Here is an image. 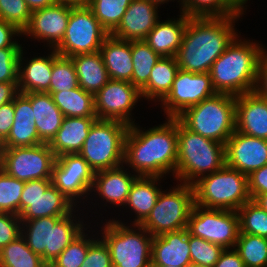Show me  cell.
Segmentation results:
<instances>
[{"label": "cell", "instance_id": "41", "mask_svg": "<svg viewBox=\"0 0 267 267\" xmlns=\"http://www.w3.org/2000/svg\"><path fill=\"white\" fill-rule=\"evenodd\" d=\"M25 182L0 168V212L20 215V199Z\"/></svg>", "mask_w": 267, "mask_h": 267}, {"label": "cell", "instance_id": "50", "mask_svg": "<svg viewBox=\"0 0 267 267\" xmlns=\"http://www.w3.org/2000/svg\"><path fill=\"white\" fill-rule=\"evenodd\" d=\"M52 184L51 179H36L25 182L21 199H36Z\"/></svg>", "mask_w": 267, "mask_h": 267}, {"label": "cell", "instance_id": "48", "mask_svg": "<svg viewBox=\"0 0 267 267\" xmlns=\"http://www.w3.org/2000/svg\"><path fill=\"white\" fill-rule=\"evenodd\" d=\"M248 192L251 200L267 193V164L248 176Z\"/></svg>", "mask_w": 267, "mask_h": 267}, {"label": "cell", "instance_id": "33", "mask_svg": "<svg viewBox=\"0 0 267 267\" xmlns=\"http://www.w3.org/2000/svg\"><path fill=\"white\" fill-rule=\"evenodd\" d=\"M52 98L64 117H96L94 95L80 86L71 90L54 92Z\"/></svg>", "mask_w": 267, "mask_h": 267}, {"label": "cell", "instance_id": "42", "mask_svg": "<svg viewBox=\"0 0 267 267\" xmlns=\"http://www.w3.org/2000/svg\"><path fill=\"white\" fill-rule=\"evenodd\" d=\"M84 236L86 237L82 231L48 267H80L86 259L90 244L94 241Z\"/></svg>", "mask_w": 267, "mask_h": 267}, {"label": "cell", "instance_id": "49", "mask_svg": "<svg viewBox=\"0 0 267 267\" xmlns=\"http://www.w3.org/2000/svg\"><path fill=\"white\" fill-rule=\"evenodd\" d=\"M14 100L4 105H0V142L3 143L14 123Z\"/></svg>", "mask_w": 267, "mask_h": 267}, {"label": "cell", "instance_id": "12", "mask_svg": "<svg viewBox=\"0 0 267 267\" xmlns=\"http://www.w3.org/2000/svg\"><path fill=\"white\" fill-rule=\"evenodd\" d=\"M188 233L218 244L224 249L235 248L239 235V217L237 211L207 209L194 205L188 224Z\"/></svg>", "mask_w": 267, "mask_h": 267}, {"label": "cell", "instance_id": "3", "mask_svg": "<svg viewBox=\"0 0 267 267\" xmlns=\"http://www.w3.org/2000/svg\"><path fill=\"white\" fill-rule=\"evenodd\" d=\"M236 39L214 61L209 72L217 93L238 96L255 90L259 61L265 50L255 42Z\"/></svg>", "mask_w": 267, "mask_h": 267}, {"label": "cell", "instance_id": "13", "mask_svg": "<svg viewBox=\"0 0 267 267\" xmlns=\"http://www.w3.org/2000/svg\"><path fill=\"white\" fill-rule=\"evenodd\" d=\"M56 156L48 144L3 148L1 169L20 181L51 179Z\"/></svg>", "mask_w": 267, "mask_h": 267}, {"label": "cell", "instance_id": "54", "mask_svg": "<svg viewBox=\"0 0 267 267\" xmlns=\"http://www.w3.org/2000/svg\"><path fill=\"white\" fill-rule=\"evenodd\" d=\"M18 93V82L0 83V105L12 102Z\"/></svg>", "mask_w": 267, "mask_h": 267}, {"label": "cell", "instance_id": "40", "mask_svg": "<svg viewBox=\"0 0 267 267\" xmlns=\"http://www.w3.org/2000/svg\"><path fill=\"white\" fill-rule=\"evenodd\" d=\"M79 87L78 77L73 61L69 57L58 56L53 61L49 91L54 92L71 90Z\"/></svg>", "mask_w": 267, "mask_h": 267}, {"label": "cell", "instance_id": "59", "mask_svg": "<svg viewBox=\"0 0 267 267\" xmlns=\"http://www.w3.org/2000/svg\"><path fill=\"white\" fill-rule=\"evenodd\" d=\"M188 267H210V266H205L203 264H198V263H191Z\"/></svg>", "mask_w": 267, "mask_h": 267}, {"label": "cell", "instance_id": "1", "mask_svg": "<svg viewBox=\"0 0 267 267\" xmlns=\"http://www.w3.org/2000/svg\"><path fill=\"white\" fill-rule=\"evenodd\" d=\"M228 17H190L176 55L179 69L210 72L214 61L238 38L233 23L242 15Z\"/></svg>", "mask_w": 267, "mask_h": 267}, {"label": "cell", "instance_id": "45", "mask_svg": "<svg viewBox=\"0 0 267 267\" xmlns=\"http://www.w3.org/2000/svg\"><path fill=\"white\" fill-rule=\"evenodd\" d=\"M21 47L0 48V83L18 82V60Z\"/></svg>", "mask_w": 267, "mask_h": 267}, {"label": "cell", "instance_id": "23", "mask_svg": "<svg viewBox=\"0 0 267 267\" xmlns=\"http://www.w3.org/2000/svg\"><path fill=\"white\" fill-rule=\"evenodd\" d=\"M69 201L53 184L36 199H20V219L32 220L40 217H64L73 212Z\"/></svg>", "mask_w": 267, "mask_h": 267}, {"label": "cell", "instance_id": "6", "mask_svg": "<svg viewBox=\"0 0 267 267\" xmlns=\"http://www.w3.org/2000/svg\"><path fill=\"white\" fill-rule=\"evenodd\" d=\"M195 204L207 209L237 211L251 200L248 176L225 165L193 184Z\"/></svg>", "mask_w": 267, "mask_h": 267}, {"label": "cell", "instance_id": "4", "mask_svg": "<svg viewBox=\"0 0 267 267\" xmlns=\"http://www.w3.org/2000/svg\"><path fill=\"white\" fill-rule=\"evenodd\" d=\"M177 143V163L174 176L179 178L180 182L183 180L184 184L192 185L204 174H212L226 165L225 144L192 132L178 119Z\"/></svg>", "mask_w": 267, "mask_h": 267}, {"label": "cell", "instance_id": "26", "mask_svg": "<svg viewBox=\"0 0 267 267\" xmlns=\"http://www.w3.org/2000/svg\"><path fill=\"white\" fill-rule=\"evenodd\" d=\"M23 50L18 60V90L21 93L48 92L53 68V61L59 56L54 49L47 57H35L22 68ZM22 68V70H21Z\"/></svg>", "mask_w": 267, "mask_h": 267}, {"label": "cell", "instance_id": "30", "mask_svg": "<svg viewBox=\"0 0 267 267\" xmlns=\"http://www.w3.org/2000/svg\"><path fill=\"white\" fill-rule=\"evenodd\" d=\"M70 59L73 61L79 86L86 92L95 95L110 80L100 51L78 54Z\"/></svg>", "mask_w": 267, "mask_h": 267}, {"label": "cell", "instance_id": "14", "mask_svg": "<svg viewBox=\"0 0 267 267\" xmlns=\"http://www.w3.org/2000/svg\"><path fill=\"white\" fill-rule=\"evenodd\" d=\"M209 72L193 73L179 69L170 92L161 101L168 118H177L186 109L214 96Z\"/></svg>", "mask_w": 267, "mask_h": 267}, {"label": "cell", "instance_id": "36", "mask_svg": "<svg viewBox=\"0 0 267 267\" xmlns=\"http://www.w3.org/2000/svg\"><path fill=\"white\" fill-rule=\"evenodd\" d=\"M181 4V13L188 17H228L241 12L230 0H182Z\"/></svg>", "mask_w": 267, "mask_h": 267}, {"label": "cell", "instance_id": "39", "mask_svg": "<svg viewBox=\"0 0 267 267\" xmlns=\"http://www.w3.org/2000/svg\"><path fill=\"white\" fill-rule=\"evenodd\" d=\"M239 233H247L267 238V212L253 200L246 202L238 210Z\"/></svg>", "mask_w": 267, "mask_h": 267}, {"label": "cell", "instance_id": "34", "mask_svg": "<svg viewBox=\"0 0 267 267\" xmlns=\"http://www.w3.org/2000/svg\"><path fill=\"white\" fill-rule=\"evenodd\" d=\"M0 267H48L27 245L22 234L0 250Z\"/></svg>", "mask_w": 267, "mask_h": 267}, {"label": "cell", "instance_id": "37", "mask_svg": "<svg viewBox=\"0 0 267 267\" xmlns=\"http://www.w3.org/2000/svg\"><path fill=\"white\" fill-rule=\"evenodd\" d=\"M235 247L245 267H267V238L239 233Z\"/></svg>", "mask_w": 267, "mask_h": 267}, {"label": "cell", "instance_id": "53", "mask_svg": "<svg viewBox=\"0 0 267 267\" xmlns=\"http://www.w3.org/2000/svg\"><path fill=\"white\" fill-rule=\"evenodd\" d=\"M232 249L230 251L229 248L224 249L213 267H245L238 251Z\"/></svg>", "mask_w": 267, "mask_h": 267}, {"label": "cell", "instance_id": "11", "mask_svg": "<svg viewBox=\"0 0 267 267\" xmlns=\"http://www.w3.org/2000/svg\"><path fill=\"white\" fill-rule=\"evenodd\" d=\"M109 32L101 25L87 5L71 4L65 35L55 48L63 57L100 51Z\"/></svg>", "mask_w": 267, "mask_h": 267}, {"label": "cell", "instance_id": "16", "mask_svg": "<svg viewBox=\"0 0 267 267\" xmlns=\"http://www.w3.org/2000/svg\"><path fill=\"white\" fill-rule=\"evenodd\" d=\"M94 178V170L79 153L56 157L51 176L52 184L72 203L75 204L77 197L89 194Z\"/></svg>", "mask_w": 267, "mask_h": 267}, {"label": "cell", "instance_id": "7", "mask_svg": "<svg viewBox=\"0 0 267 267\" xmlns=\"http://www.w3.org/2000/svg\"><path fill=\"white\" fill-rule=\"evenodd\" d=\"M72 214L71 212L64 217L21 220L22 225L26 224V228L21 230V234L28 247L35 254L40 255L47 265L54 261L75 237L84 231L81 222H73Z\"/></svg>", "mask_w": 267, "mask_h": 267}, {"label": "cell", "instance_id": "15", "mask_svg": "<svg viewBox=\"0 0 267 267\" xmlns=\"http://www.w3.org/2000/svg\"><path fill=\"white\" fill-rule=\"evenodd\" d=\"M140 90L129 81L110 79L95 95L94 108L97 119L117 120L129 126L134 122L130 111L140 98Z\"/></svg>", "mask_w": 267, "mask_h": 267}, {"label": "cell", "instance_id": "61", "mask_svg": "<svg viewBox=\"0 0 267 267\" xmlns=\"http://www.w3.org/2000/svg\"><path fill=\"white\" fill-rule=\"evenodd\" d=\"M149 1H153V2H155L156 4H161V3H165L166 1H169V0H149Z\"/></svg>", "mask_w": 267, "mask_h": 267}, {"label": "cell", "instance_id": "47", "mask_svg": "<svg viewBox=\"0 0 267 267\" xmlns=\"http://www.w3.org/2000/svg\"><path fill=\"white\" fill-rule=\"evenodd\" d=\"M21 223L18 215L0 212V250L21 235Z\"/></svg>", "mask_w": 267, "mask_h": 267}, {"label": "cell", "instance_id": "19", "mask_svg": "<svg viewBox=\"0 0 267 267\" xmlns=\"http://www.w3.org/2000/svg\"><path fill=\"white\" fill-rule=\"evenodd\" d=\"M158 6L149 0H132L111 35L127 41L144 40L158 22Z\"/></svg>", "mask_w": 267, "mask_h": 267}, {"label": "cell", "instance_id": "32", "mask_svg": "<svg viewBox=\"0 0 267 267\" xmlns=\"http://www.w3.org/2000/svg\"><path fill=\"white\" fill-rule=\"evenodd\" d=\"M178 70L176 57H161L153 66L148 82L140 89L141 97L162 101L170 92Z\"/></svg>", "mask_w": 267, "mask_h": 267}, {"label": "cell", "instance_id": "8", "mask_svg": "<svg viewBox=\"0 0 267 267\" xmlns=\"http://www.w3.org/2000/svg\"><path fill=\"white\" fill-rule=\"evenodd\" d=\"M129 127L117 120L97 119L93 123L79 154L94 172L123 166Z\"/></svg>", "mask_w": 267, "mask_h": 267}, {"label": "cell", "instance_id": "31", "mask_svg": "<svg viewBox=\"0 0 267 267\" xmlns=\"http://www.w3.org/2000/svg\"><path fill=\"white\" fill-rule=\"evenodd\" d=\"M160 178L157 176H138L131 186L125 204L137 214V219L133 223L134 226L140 225L156 204L161 189L155 185Z\"/></svg>", "mask_w": 267, "mask_h": 267}, {"label": "cell", "instance_id": "46", "mask_svg": "<svg viewBox=\"0 0 267 267\" xmlns=\"http://www.w3.org/2000/svg\"><path fill=\"white\" fill-rule=\"evenodd\" d=\"M80 267H112L110 250L104 240L97 239L90 244Z\"/></svg>", "mask_w": 267, "mask_h": 267}, {"label": "cell", "instance_id": "10", "mask_svg": "<svg viewBox=\"0 0 267 267\" xmlns=\"http://www.w3.org/2000/svg\"><path fill=\"white\" fill-rule=\"evenodd\" d=\"M168 193L161 191L148 217L140 224L152 236L187 228L195 205L194 190L190 184L180 183Z\"/></svg>", "mask_w": 267, "mask_h": 267}, {"label": "cell", "instance_id": "56", "mask_svg": "<svg viewBox=\"0 0 267 267\" xmlns=\"http://www.w3.org/2000/svg\"><path fill=\"white\" fill-rule=\"evenodd\" d=\"M253 201L267 212V193L258 195Z\"/></svg>", "mask_w": 267, "mask_h": 267}, {"label": "cell", "instance_id": "9", "mask_svg": "<svg viewBox=\"0 0 267 267\" xmlns=\"http://www.w3.org/2000/svg\"><path fill=\"white\" fill-rule=\"evenodd\" d=\"M135 227L139 232L115 220L105 224L102 239L109 247L112 267L151 266L153 236L140 225Z\"/></svg>", "mask_w": 267, "mask_h": 267}, {"label": "cell", "instance_id": "55", "mask_svg": "<svg viewBox=\"0 0 267 267\" xmlns=\"http://www.w3.org/2000/svg\"><path fill=\"white\" fill-rule=\"evenodd\" d=\"M29 9L33 12L38 9L46 8L53 5L57 0H25Z\"/></svg>", "mask_w": 267, "mask_h": 267}, {"label": "cell", "instance_id": "17", "mask_svg": "<svg viewBox=\"0 0 267 267\" xmlns=\"http://www.w3.org/2000/svg\"><path fill=\"white\" fill-rule=\"evenodd\" d=\"M226 165L249 176L267 164V140L234 131L225 144Z\"/></svg>", "mask_w": 267, "mask_h": 267}, {"label": "cell", "instance_id": "27", "mask_svg": "<svg viewBox=\"0 0 267 267\" xmlns=\"http://www.w3.org/2000/svg\"><path fill=\"white\" fill-rule=\"evenodd\" d=\"M36 130L41 143L49 144L62 125L63 113L47 92H30Z\"/></svg>", "mask_w": 267, "mask_h": 267}, {"label": "cell", "instance_id": "20", "mask_svg": "<svg viewBox=\"0 0 267 267\" xmlns=\"http://www.w3.org/2000/svg\"><path fill=\"white\" fill-rule=\"evenodd\" d=\"M235 130L267 140V100L255 91L236 96Z\"/></svg>", "mask_w": 267, "mask_h": 267}, {"label": "cell", "instance_id": "21", "mask_svg": "<svg viewBox=\"0 0 267 267\" xmlns=\"http://www.w3.org/2000/svg\"><path fill=\"white\" fill-rule=\"evenodd\" d=\"M191 264L187 228L153 236L151 266H181Z\"/></svg>", "mask_w": 267, "mask_h": 267}, {"label": "cell", "instance_id": "44", "mask_svg": "<svg viewBox=\"0 0 267 267\" xmlns=\"http://www.w3.org/2000/svg\"><path fill=\"white\" fill-rule=\"evenodd\" d=\"M31 13L25 0H0V19L22 32L30 22Z\"/></svg>", "mask_w": 267, "mask_h": 267}, {"label": "cell", "instance_id": "18", "mask_svg": "<svg viewBox=\"0 0 267 267\" xmlns=\"http://www.w3.org/2000/svg\"><path fill=\"white\" fill-rule=\"evenodd\" d=\"M70 12L71 4L61 1L35 10L31 13L30 22L22 33L36 39H44L55 49L65 35Z\"/></svg>", "mask_w": 267, "mask_h": 267}, {"label": "cell", "instance_id": "2", "mask_svg": "<svg viewBox=\"0 0 267 267\" xmlns=\"http://www.w3.org/2000/svg\"><path fill=\"white\" fill-rule=\"evenodd\" d=\"M142 131L133 124L125 138L124 163L130 165L138 176L161 177L176 171L177 118Z\"/></svg>", "mask_w": 267, "mask_h": 267}, {"label": "cell", "instance_id": "29", "mask_svg": "<svg viewBox=\"0 0 267 267\" xmlns=\"http://www.w3.org/2000/svg\"><path fill=\"white\" fill-rule=\"evenodd\" d=\"M122 166L95 172L91 189L97 190L99 196L110 204L125 205L131 186L138 175H131ZM120 204V205H119Z\"/></svg>", "mask_w": 267, "mask_h": 267}, {"label": "cell", "instance_id": "60", "mask_svg": "<svg viewBox=\"0 0 267 267\" xmlns=\"http://www.w3.org/2000/svg\"><path fill=\"white\" fill-rule=\"evenodd\" d=\"M2 151H3V146H2V143L0 142V168H1V163H2Z\"/></svg>", "mask_w": 267, "mask_h": 267}, {"label": "cell", "instance_id": "24", "mask_svg": "<svg viewBox=\"0 0 267 267\" xmlns=\"http://www.w3.org/2000/svg\"><path fill=\"white\" fill-rule=\"evenodd\" d=\"M96 120L97 117H64L60 129L48 144L54 155L79 153Z\"/></svg>", "mask_w": 267, "mask_h": 267}, {"label": "cell", "instance_id": "5", "mask_svg": "<svg viewBox=\"0 0 267 267\" xmlns=\"http://www.w3.org/2000/svg\"><path fill=\"white\" fill-rule=\"evenodd\" d=\"M236 96L216 93L186 109L177 119L192 132L226 144L235 131Z\"/></svg>", "mask_w": 267, "mask_h": 267}, {"label": "cell", "instance_id": "51", "mask_svg": "<svg viewBox=\"0 0 267 267\" xmlns=\"http://www.w3.org/2000/svg\"><path fill=\"white\" fill-rule=\"evenodd\" d=\"M23 34L15 25L0 19V48L21 47L16 41H12V36Z\"/></svg>", "mask_w": 267, "mask_h": 267}, {"label": "cell", "instance_id": "38", "mask_svg": "<svg viewBox=\"0 0 267 267\" xmlns=\"http://www.w3.org/2000/svg\"><path fill=\"white\" fill-rule=\"evenodd\" d=\"M132 0H90L86 5L111 34L120 24Z\"/></svg>", "mask_w": 267, "mask_h": 267}, {"label": "cell", "instance_id": "28", "mask_svg": "<svg viewBox=\"0 0 267 267\" xmlns=\"http://www.w3.org/2000/svg\"><path fill=\"white\" fill-rule=\"evenodd\" d=\"M100 53L110 79L131 83L133 74L131 41L117 39L110 34L104 40Z\"/></svg>", "mask_w": 267, "mask_h": 267}, {"label": "cell", "instance_id": "25", "mask_svg": "<svg viewBox=\"0 0 267 267\" xmlns=\"http://www.w3.org/2000/svg\"><path fill=\"white\" fill-rule=\"evenodd\" d=\"M178 20H158L144 41L161 57H176L190 17L181 13Z\"/></svg>", "mask_w": 267, "mask_h": 267}, {"label": "cell", "instance_id": "43", "mask_svg": "<svg viewBox=\"0 0 267 267\" xmlns=\"http://www.w3.org/2000/svg\"><path fill=\"white\" fill-rule=\"evenodd\" d=\"M189 248L191 263L213 267L219 260L224 248L189 234Z\"/></svg>", "mask_w": 267, "mask_h": 267}, {"label": "cell", "instance_id": "35", "mask_svg": "<svg viewBox=\"0 0 267 267\" xmlns=\"http://www.w3.org/2000/svg\"><path fill=\"white\" fill-rule=\"evenodd\" d=\"M133 74L131 83L139 90L148 82L153 66L161 58L144 40L131 41Z\"/></svg>", "mask_w": 267, "mask_h": 267}, {"label": "cell", "instance_id": "57", "mask_svg": "<svg viewBox=\"0 0 267 267\" xmlns=\"http://www.w3.org/2000/svg\"><path fill=\"white\" fill-rule=\"evenodd\" d=\"M65 3H70L73 5H86L90 0H57Z\"/></svg>", "mask_w": 267, "mask_h": 267}, {"label": "cell", "instance_id": "22", "mask_svg": "<svg viewBox=\"0 0 267 267\" xmlns=\"http://www.w3.org/2000/svg\"><path fill=\"white\" fill-rule=\"evenodd\" d=\"M14 117L11 131L2 143L3 148L31 147L41 144L30 102V92H19L15 96Z\"/></svg>", "mask_w": 267, "mask_h": 267}, {"label": "cell", "instance_id": "58", "mask_svg": "<svg viewBox=\"0 0 267 267\" xmlns=\"http://www.w3.org/2000/svg\"><path fill=\"white\" fill-rule=\"evenodd\" d=\"M240 11L243 12V5L247 0H230Z\"/></svg>", "mask_w": 267, "mask_h": 267}, {"label": "cell", "instance_id": "62", "mask_svg": "<svg viewBox=\"0 0 267 267\" xmlns=\"http://www.w3.org/2000/svg\"><path fill=\"white\" fill-rule=\"evenodd\" d=\"M150 267H181V266H171V265H169V266H150Z\"/></svg>", "mask_w": 267, "mask_h": 267}, {"label": "cell", "instance_id": "52", "mask_svg": "<svg viewBox=\"0 0 267 267\" xmlns=\"http://www.w3.org/2000/svg\"><path fill=\"white\" fill-rule=\"evenodd\" d=\"M267 51L262 55L259 61L257 82L255 92L267 100Z\"/></svg>", "mask_w": 267, "mask_h": 267}]
</instances>
